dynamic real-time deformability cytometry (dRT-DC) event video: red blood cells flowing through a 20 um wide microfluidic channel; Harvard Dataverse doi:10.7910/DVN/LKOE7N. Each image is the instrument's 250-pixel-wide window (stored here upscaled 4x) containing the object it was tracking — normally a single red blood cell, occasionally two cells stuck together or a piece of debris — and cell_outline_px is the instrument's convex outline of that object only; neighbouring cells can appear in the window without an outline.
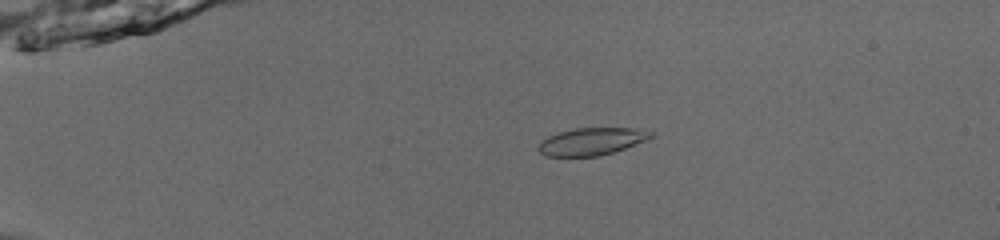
{"species": "common noctule bat (a hibernating species)", "species_latin": "Nyctalus noctula", "temperature_condition": "room temperature", "stored_images_in_passage": 53, "camera_frame_rate_fps": 3000, "um_per_image_px": 0.085, "animal": {"sex": "male", "body_mass_g": 13.0, "forearm_length_mm": 53.1}, "frame": {"image": 1, "passage_image": 13, "time_ms": 4.0, "image_size_px": [1000, 240], "cell_outline_px": [[656, 136], [648, 140], [600, 156], [544, 156], [536, 148], [540, 140], [548, 136], [560, 132], [576, 128], [632, 128], [652, 132]], "centroid_in_image_um": [50.27, 12.02], "position_along_channel_um": 34.7, "area_um2": 17.98}}
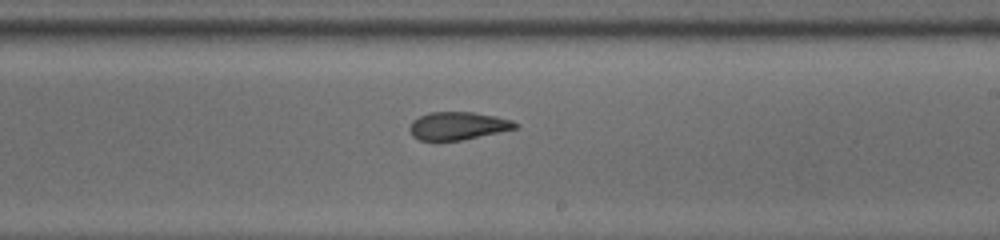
{"frame": {"image": 2, "passage_image": 34, "time_ms": 11.0, "image_size_px": [1000, 240], "cell_outline_px": [[520, 128], [464, 140], [420, 140], [412, 136], [408, 128], [412, 120], [428, 112], [472, 112], [496, 116], [512, 120], [520, 124]], "centroid_in_image_um": [38.96, 10.7], "position_along_channel_um": 250.0, "area_um2": 17.46}}
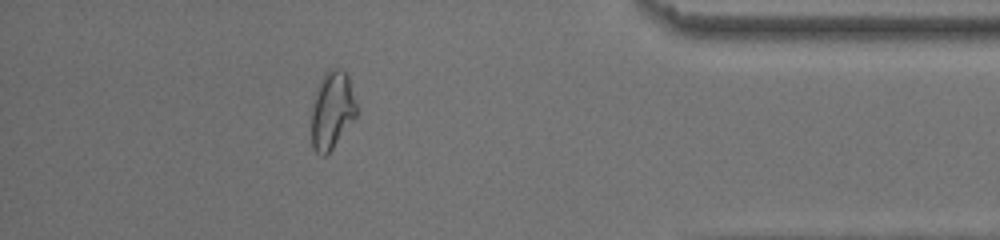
{"frame": {"image": 3, "passage_image": 48, "time_ms": 15.667, "image_size_px": [1000, 240], "cell_outline_px": [[356, 116], [332, 148], [324, 156], [320, 156], [312, 148], [312, 100], [316, 88], [324, 72], [332, 68], [340, 68], [348, 76], [356, 104]], "centroid_in_image_um": [28.19, 9.35], "position_along_channel_um": 407.0, "area_um2": 20.29}, "authors_computed_cell_mechanics": {"area_um2": 18.6694, "velocity_mm_per_s": 3.9454, "shape_relaxation_time_tau1_ms": 6.7274, "shape_relaxation_time_tau2_ms": 2.9827, "deformation_change_tau1": 0.1693, "deformation_change_tau2": 0.0829}}